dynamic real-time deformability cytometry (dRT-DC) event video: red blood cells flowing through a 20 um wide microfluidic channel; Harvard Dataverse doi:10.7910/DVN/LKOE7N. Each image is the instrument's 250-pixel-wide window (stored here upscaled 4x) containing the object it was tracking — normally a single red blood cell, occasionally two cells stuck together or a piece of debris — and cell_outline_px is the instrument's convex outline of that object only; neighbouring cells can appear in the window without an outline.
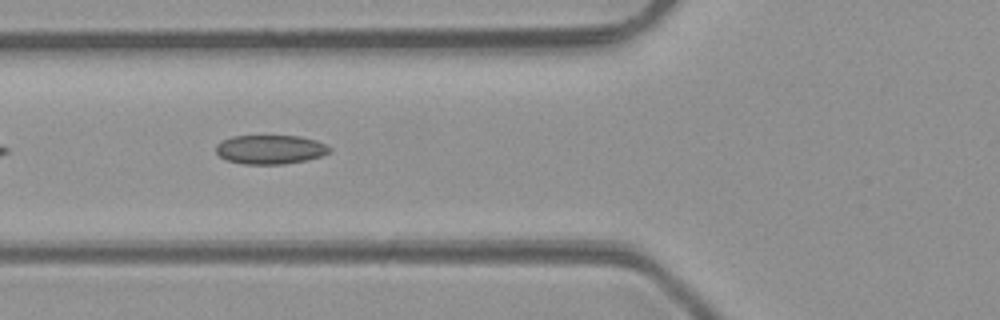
{"species": "common noctule bat (a hibernating species)", "species_latin": "Nyctalus noctula", "temperature_condition": "room temperature", "stored_images_in_passage": 7, "camera_frame_rate_fps": 3000, "um_per_image_px": 0.085, "animal": {"sex": "male", "body_mass_g": 23.1, "forearm_length_mm": 52.7}, "frame": {"image": 1, "passage_image": 5, "time_ms": 4.667, "image_size_px": [1000, 320], "cell_outline_px": [[332, 148], [328, 152], [320, 156], [308, 160], [284, 164], [244, 164], [228, 160], [220, 156], [216, 152], [216, 144], [232, 136], [300, 136], [316, 140]], "centroid_in_image_um": [22.98, 12.7], "position_along_channel_um": 102.8, "area_um2": 19.13}}
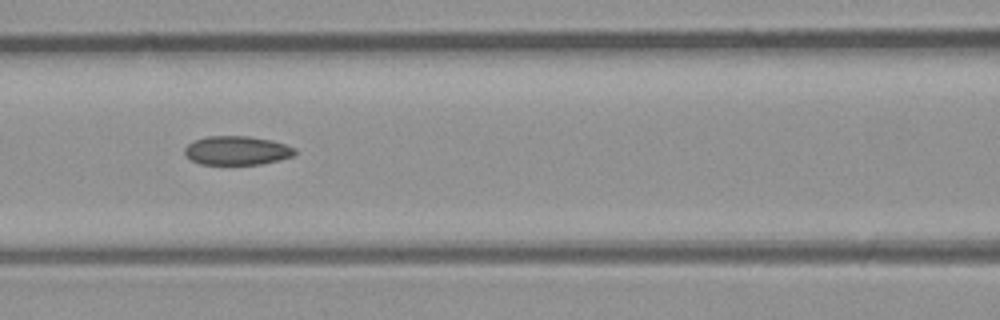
{"frame": {"image": 2, "passage_image": 6, "time_ms": 5.667, "image_size_px": [1000, 320], "cell_outline_px": [[296, 152], [292, 156], [280, 160], [260, 164], [200, 164], [192, 160], [184, 152], [184, 148], [188, 144], [196, 140], [208, 136], [248, 136], [272, 140], [296, 148]], "centroid_in_image_um": [20.16, 12.79], "position_along_channel_um": 146.4, "area_um2": 18.44}}
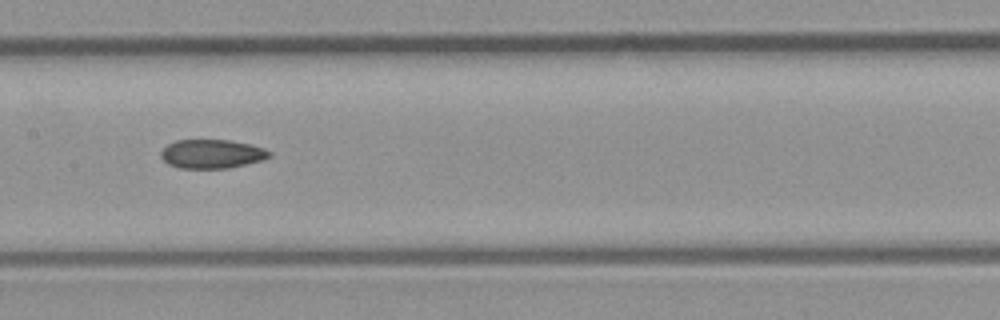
{"frame": {"image": 3, "passage_image": 7, "time_ms": 6.667, "image_size_px": [1000, 320], "cell_outline_px": [[272, 156], [264, 160], [228, 168], [180, 168], [168, 164], [160, 156], [160, 152], [168, 144], [176, 140], [228, 140], [252, 144], [264, 148], [272, 152]], "centroid_in_image_um": [18.04, 13.08], "position_along_channel_um": 189.4, "area_um2": 18.38}}